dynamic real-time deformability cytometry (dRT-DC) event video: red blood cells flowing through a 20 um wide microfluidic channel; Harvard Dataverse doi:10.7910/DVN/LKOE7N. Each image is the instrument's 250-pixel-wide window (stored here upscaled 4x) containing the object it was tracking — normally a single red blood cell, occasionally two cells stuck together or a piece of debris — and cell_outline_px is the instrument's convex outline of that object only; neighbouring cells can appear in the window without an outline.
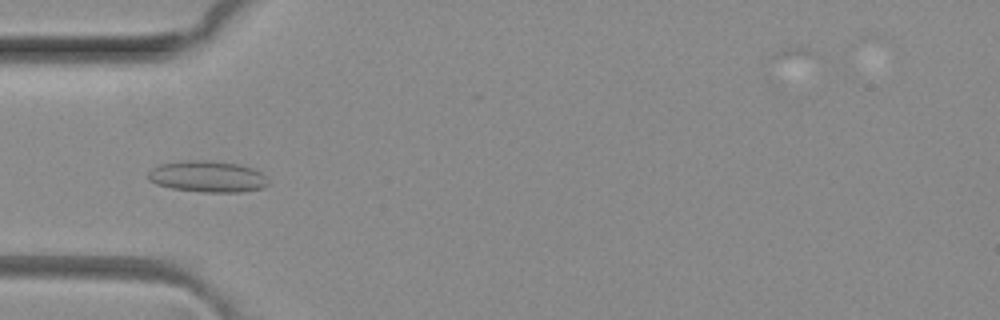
{"species": "common noctule bat (a hibernating species)", "species_latin": "Nyctalus noctula", "temperature_condition": "room temperature", "stored_images_in_passage": 4, "camera_frame_rate_fps": 3000, "um_per_image_px": 0.085, "animal": {"sex": "female", "body_mass_g": 29.2, "forearm_length_mm": 56.3}, "frame": {"image": 1, "passage_image": 3, "time_ms": 0.667, "image_size_px": [1000, 320], "cell_outline_px": [[268, 184], [264, 188], [240, 192], [200, 192], [172, 188], [156, 184], [148, 180], [148, 172], [152, 168], [160, 164], [184, 160], [212, 160], [240, 164], [252, 168], [260, 172], [268, 180]], "centroid_in_image_um": [17.63, 15.0], "position_along_channel_um": 67.4, "area_um2": 22.14}}
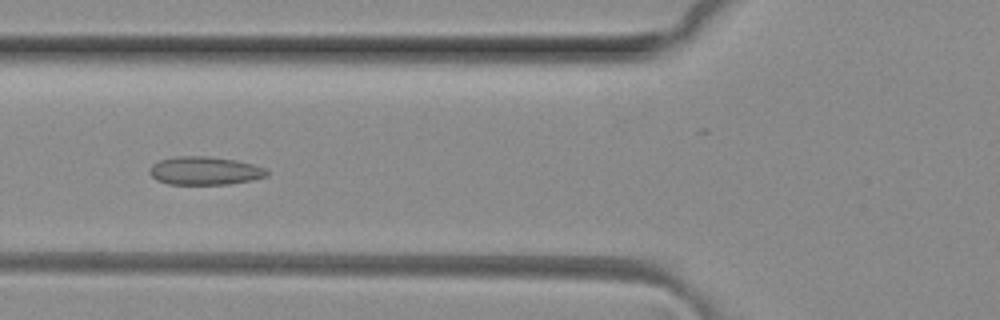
{"frame": {"image": 2, "passage_image": 4, "time_ms": 1.0, "image_size_px": [1000, 320], "cell_outline_px": [[268, 176], [252, 180], [228, 184], [168, 184], [156, 180], [148, 172], [148, 168], [152, 164], [160, 160], [176, 156], [208, 156], [236, 160], [268, 168]], "centroid_in_image_um": [17.4, 14.51], "position_along_channel_um": 108.4, "area_um2": 19.48}}